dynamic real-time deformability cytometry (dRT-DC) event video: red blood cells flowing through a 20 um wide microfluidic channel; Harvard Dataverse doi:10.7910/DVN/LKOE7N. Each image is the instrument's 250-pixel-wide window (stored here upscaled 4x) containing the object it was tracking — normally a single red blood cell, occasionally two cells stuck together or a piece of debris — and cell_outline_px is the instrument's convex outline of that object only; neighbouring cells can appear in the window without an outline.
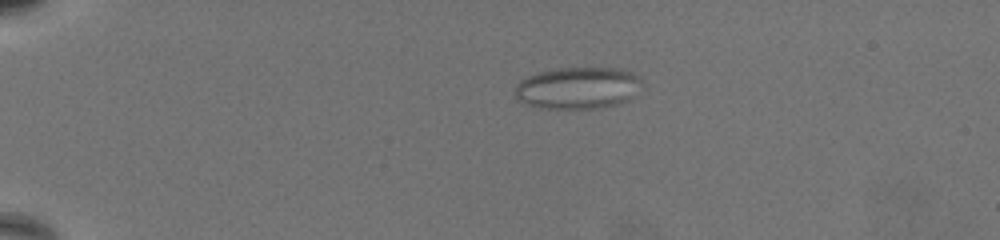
{"species": "common noctule bat (a hibernating species)", "species_latin": "Nyctalus noctula", "temperature_condition": "warm", "stored_images_in_passage": 53, "camera_frame_rate_fps": 3000, "um_per_image_px": 0.085, "animal": {"sex": "female", "body_mass_g": 19.5, "forearm_length_mm": 54.1}, "frame": {"image": 1, "passage_image": 2, "time_ms": 0.333, "image_size_px": [1000, 240], "cell_outline_px": [[640, 80], [628, 100], [616, 104], [596, 108], [540, 108], [528, 104], [520, 100], [516, 96], [516, 84], [520, 80], [528, 76], [540, 72], [560, 68], [616, 68], [632, 72], [640, 76]], "centroid_in_image_um": [49.07, 7.47], "position_along_channel_um": 35.9, "area_um2": 30.29}}
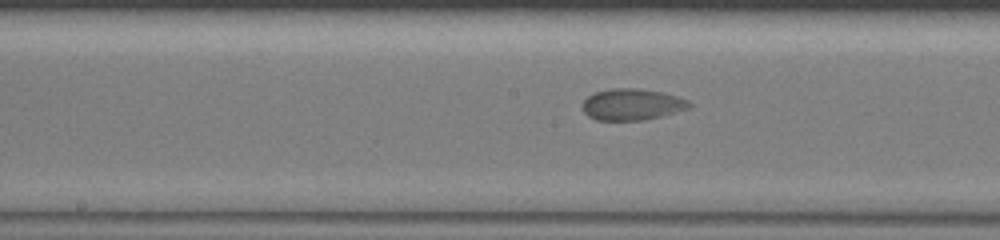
{"frame": {"image": 2, "passage_image": 24, "time_ms": 7.667, "image_size_px": [1000, 240], "cell_outline_px": [[692, 108], [644, 120], [596, 120], [588, 116], [584, 112], [584, 100], [588, 96], [596, 92], [612, 88], [640, 88], [664, 92], [688, 100], [692, 104]], "centroid_in_image_um": [53.76, 8.87], "position_along_channel_um": 194.4, "area_um2": 19.59}}
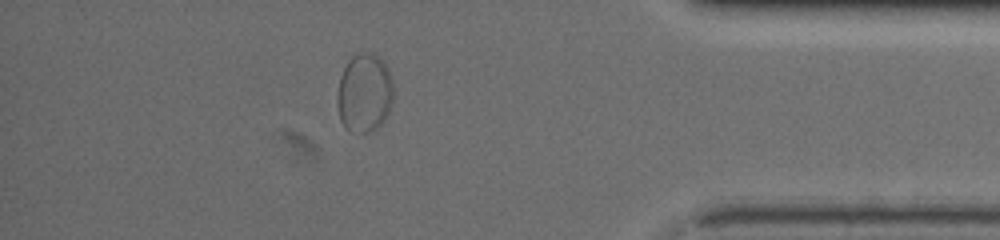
{"frame": {"image": 3, "passage_image": 46, "time_ms": 15.0, "image_size_px": [1000, 240], "cell_outline_px": [[392, 100], [388, 112], [384, 120], [372, 132], [348, 132], [344, 128], [340, 120], [336, 100], [336, 96], [340, 76], [348, 60], [352, 56], [360, 52], [372, 52], [388, 68], [392, 80]], "centroid_in_image_um": [30.94, 7.92], "position_along_channel_um": 404.3, "area_um2": 25.95}}